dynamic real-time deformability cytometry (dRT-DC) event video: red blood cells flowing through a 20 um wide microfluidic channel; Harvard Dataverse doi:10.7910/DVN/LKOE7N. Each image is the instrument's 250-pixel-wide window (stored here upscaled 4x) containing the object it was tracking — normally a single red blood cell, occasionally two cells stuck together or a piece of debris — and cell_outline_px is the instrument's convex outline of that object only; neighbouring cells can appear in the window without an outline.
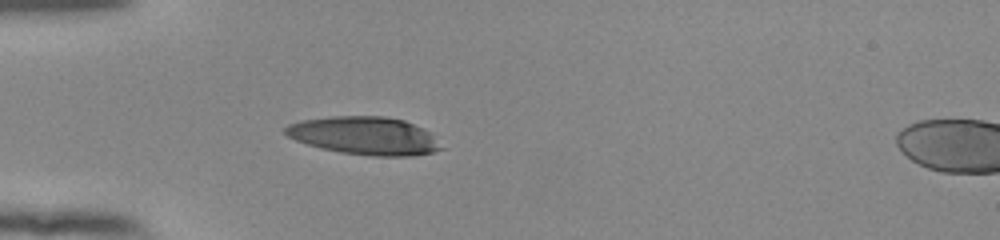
{"species": "human", "species_latin": "Homo sapiens", "temperature_condition": "room temperature", "stored_images_in_passage": 38, "camera_frame_rate_fps": 3000, "um_per_image_px": 0.085, "donor": {"sex": "female"}, "frame": {"image": 1, "passage_image": 1, "time_ms": 0.0, "image_size_px": [1000, 240], "cell_outline_px": [[444, 148], [432, 152], [412, 156], [372, 156], [340, 152], [320, 148], [296, 140], [288, 136], [284, 132], [284, 128], [288, 124], [300, 120], [332, 116], [384, 116], [404, 120], [424, 128]], "centroid_in_image_um": [30.97, 11.53], "position_along_channel_um": 54.0, "area_um2": 34.45}}
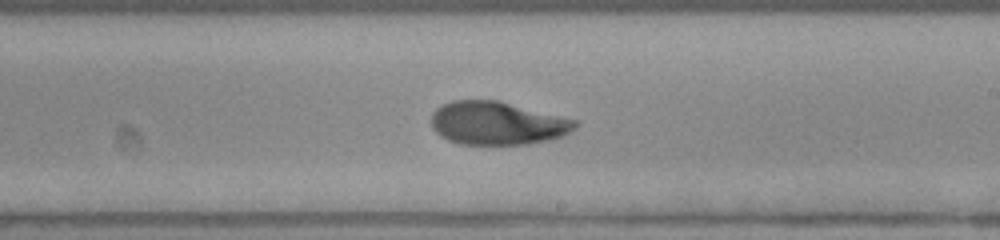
{"frame": {"image": 2, "passage_image": 17, "time_ms": 5.333, "image_size_px": [1000, 240], "cell_outline_px": [[580, 124], [576, 128], [564, 136], [548, 140], [528, 144], [460, 144], [448, 140], [440, 136], [432, 128], [432, 112], [440, 104], [452, 100], [500, 100], [580, 120]], "centroid_in_image_um": [42.32, 10.46], "position_along_channel_um": 246.7, "area_um2": 36.88}}
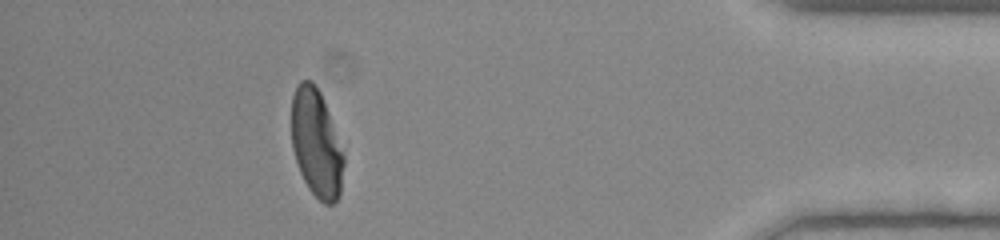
{"frame": {"image": 3, "passage_image": 33, "time_ms": 10.667, "image_size_px": [1000, 240], "cell_outline_px": [[344, 164], [340, 196], [332, 204], [324, 204], [308, 188], [300, 172], [292, 148], [292, 96], [300, 80], [312, 80], [320, 92], [344, 152]], "centroid_in_image_um": [26.9, 12.2], "position_along_channel_um": 408.3, "area_um2": 32.71}, "authors_computed_cell_mechanics": {"area_um2": 36.3273, "velocity_mm_per_s": 3.8657, "shape_relaxation_time_tau1_ms": 7.7756, "shape_relaxation_time_tau2_ms": 1.2345, "deformation_change_tau1": 0.2773, "deformation_change_tau2": 0.0606}}